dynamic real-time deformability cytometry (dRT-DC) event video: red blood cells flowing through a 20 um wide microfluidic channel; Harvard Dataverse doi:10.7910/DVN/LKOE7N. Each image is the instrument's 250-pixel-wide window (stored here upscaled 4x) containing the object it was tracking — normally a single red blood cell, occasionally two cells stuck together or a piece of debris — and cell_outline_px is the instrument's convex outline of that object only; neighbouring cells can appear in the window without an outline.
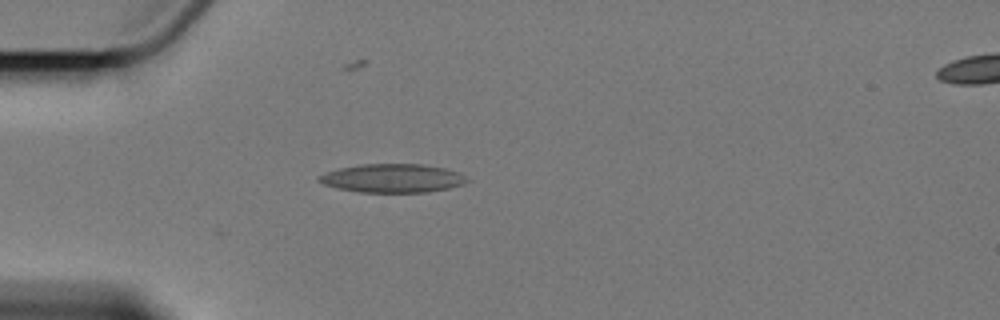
{"species": "Egyptian fruit bat (a non-hibernating species)", "species_latin": "Rousettus aegyptiacus", "temperature_condition": "cold", "stored_images_in_passage": 2, "camera_frame_rate_fps": 3000, "um_per_image_px": 0.085, "animal": {"sex": "female"}, "frame": {"image": 1, "passage_image": 2, "time_ms": 1.333, "image_size_px": [1000, 320], "cell_outline_px": [[468, 180], [464, 184], [448, 188], [428, 192], [360, 192], [336, 188], [324, 184], [316, 180], [320, 176], [328, 172], [340, 168], [360, 164], [420, 164], [444, 168], [456, 172], [464, 176]], "centroid_in_image_um": [33.35, 15.15], "position_along_channel_um": 51.7, "area_um2": 24.39}}